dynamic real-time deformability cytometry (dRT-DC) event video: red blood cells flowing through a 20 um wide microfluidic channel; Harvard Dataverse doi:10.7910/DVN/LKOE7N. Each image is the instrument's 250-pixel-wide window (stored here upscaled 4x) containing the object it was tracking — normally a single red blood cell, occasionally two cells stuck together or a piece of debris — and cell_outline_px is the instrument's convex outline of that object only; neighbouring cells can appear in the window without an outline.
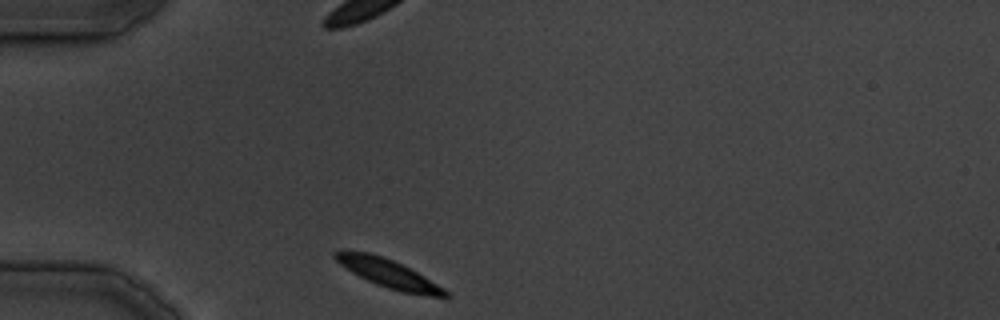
{"species": "common noctule bat (a hibernating species)", "species_latin": "Nyctalus noctula", "temperature_condition": "cold", "stored_images_in_passage": 26, "camera_frame_rate_fps": 3000, "um_per_image_px": 0.085, "animal": {"sex": "male", "body_mass_g": 19.5, "forearm_length_mm": 54.6}, "frame": {"image": 1, "passage_image": 1, "time_ms": 0.0, "image_size_px": [1000, 320], "cell_outline_px": [[452, 296], [428, 296], [404, 292], [388, 288], [376, 284], [352, 272], [340, 264], [332, 256], [332, 252], [344, 248], [368, 252], [384, 256], [424, 276], [444, 288]], "centroid_in_image_um": [32.94, 23.2], "position_along_channel_um": 52.1, "area_um2": 18.21}}
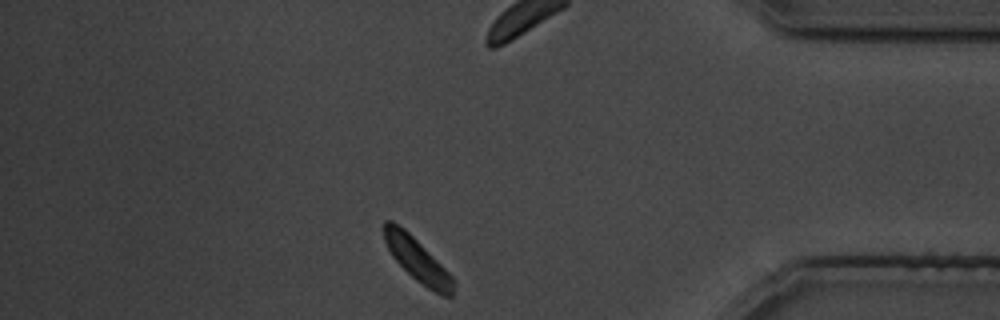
{"frame": {"image": 2, "passage_image": 22, "time_ms": 29.0, "image_size_px": [1000, 320], "cell_outline_px": [[456, 284], [452, 296], [444, 296], [428, 288], [416, 280], [392, 256], [384, 240], [384, 220], [392, 220], [404, 228], [456, 280]], "centroid_in_image_um": [35.48, 22.09], "position_along_channel_um": 399.7, "area_um2": 17.11}}